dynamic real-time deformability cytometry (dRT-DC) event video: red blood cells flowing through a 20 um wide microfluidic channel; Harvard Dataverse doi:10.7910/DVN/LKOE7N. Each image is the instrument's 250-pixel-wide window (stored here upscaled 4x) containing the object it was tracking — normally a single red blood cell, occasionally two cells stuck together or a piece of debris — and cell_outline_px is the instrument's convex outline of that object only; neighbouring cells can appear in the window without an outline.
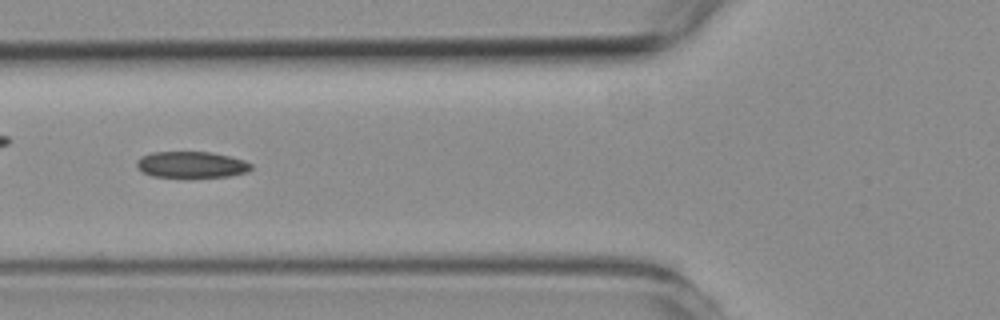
{"species": "common noctule bat (a hibernating species)", "species_latin": "Nyctalus noctula", "temperature_condition": "room temperature", "stored_images_in_passage": 12, "camera_frame_rate_fps": 3000, "um_per_image_px": 0.085, "animal": {"sex": "female", "body_mass_g": 19.3, "forearm_length_mm": 54.1}, "frame": {"image": 1, "passage_image": 10, "time_ms": 3.0, "image_size_px": [1000, 320], "cell_outline_px": [[252, 168], [248, 172], [228, 176], [188, 180], [152, 176], [144, 172], [136, 164], [136, 160], [140, 156], [152, 152], [212, 152], [244, 160], [252, 164]], "centroid_in_image_um": [16.27, 14.04], "position_along_channel_um": 109.5, "area_um2": 18.32}}